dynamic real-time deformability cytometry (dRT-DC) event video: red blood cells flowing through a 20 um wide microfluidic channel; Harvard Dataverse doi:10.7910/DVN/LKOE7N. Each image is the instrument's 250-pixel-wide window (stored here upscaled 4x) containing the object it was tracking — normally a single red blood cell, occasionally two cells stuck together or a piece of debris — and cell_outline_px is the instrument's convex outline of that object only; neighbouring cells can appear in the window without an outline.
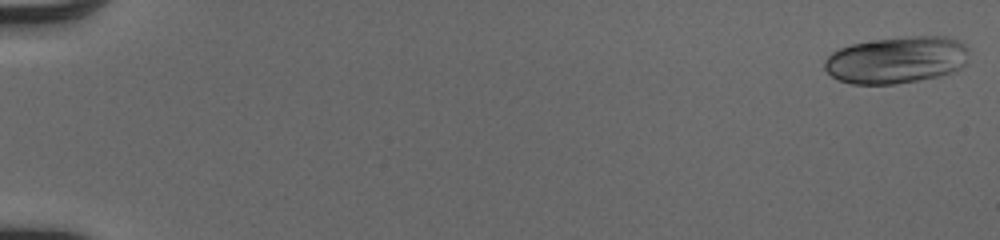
{"species": "human", "species_latin": "Homo sapiens", "temperature_condition": "cold", "stored_images_in_passage": 51, "camera_frame_rate_fps": 3000, "um_per_image_px": 0.085, "donor": {"sex": "male"}, "frame": {"image": 1, "passage_image": 1, "time_ms": 0.0, "image_size_px": [1000, 240], "cell_outline_px": [[968, 64], [956, 72], [896, 84], [852, 84], [836, 80], [824, 68], [824, 60], [832, 52], [840, 48], [852, 44], [876, 40], [904, 36], [948, 36], [960, 40], [968, 48]], "centroid_in_image_um": [76.25, 5.09], "position_along_channel_um": 8.7, "area_um2": 39.94}}
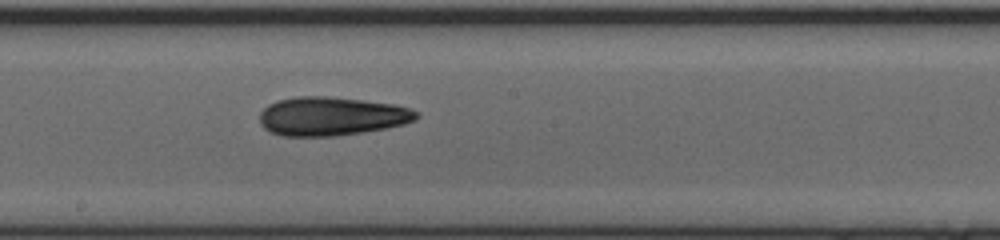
{"frame": {"image": 2, "passage_image": 30, "time_ms": 9.667, "image_size_px": [1000, 240], "cell_outline_px": [[420, 116], [416, 120], [404, 124], [388, 128], [336, 136], [284, 136], [272, 132], [264, 128], [260, 124], [260, 112], [268, 104], [276, 100], [296, 96], [328, 96], [364, 100], [396, 104], [412, 108], [420, 112]], "centroid_in_image_um": [28.22, 9.87], "position_along_channel_um": 220.0, "area_um2": 35.84}}
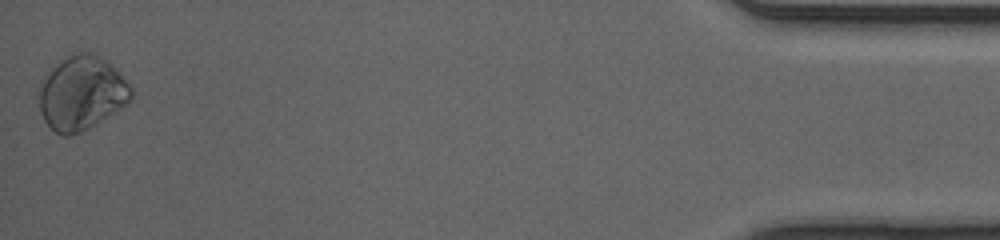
{"frame": {"image": 3, "passage_image": 51, "time_ms": 16.667, "image_size_px": [1000, 240], "cell_outline_px": [[132, 100], [96, 124], [72, 136], [60, 136], [44, 120], [40, 112], [36, 96], [36, 92], [40, 80], [44, 72], [68, 56], [76, 52], [96, 52], [108, 60], [124, 76], [132, 88]], "centroid_in_image_um": [6.9, 7.88], "position_along_channel_um": 428.3, "area_um2": 40.75}, "authors_computed_cell_mechanics": {"area_um2": 34.969, "velocity_mm_per_s": 4.1103, "shape_relaxation_time_tau1_ms": 3.518, "shape_relaxation_time_tau2_ms": null, "deformation_change_tau1": 0.0684, "deformation_change_tau2": null}}